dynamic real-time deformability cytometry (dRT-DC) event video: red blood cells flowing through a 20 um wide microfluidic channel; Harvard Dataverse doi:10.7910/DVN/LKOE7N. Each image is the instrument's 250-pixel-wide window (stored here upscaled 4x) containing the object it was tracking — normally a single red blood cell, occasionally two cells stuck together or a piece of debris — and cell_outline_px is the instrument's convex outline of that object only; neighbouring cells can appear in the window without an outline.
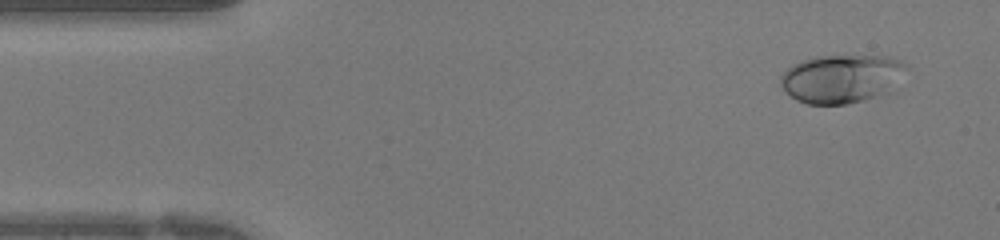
{"species": "human", "species_latin": "Homo sapiens", "temperature_condition": "warm", "stored_images_in_passage": 42, "camera_frame_rate_fps": 3000, "um_per_image_px": 0.085, "donor": {"sex": "female"}, "frame": {"image": 1, "passage_image": 3, "time_ms": 0.667, "image_size_px": [1000, 240], "cell_outline_px": [[908, 68], [888, 92], [864, 100], [848, 104], [808, 104], [796, 100], [780, 84], [780, 76], [792, 64], [816, 56], [888, 56], [900, 60]], "centroid_in_image_um": [71.52, 6.68], "position_along_channel_um": 13.5, "area_um2": 35.2}}
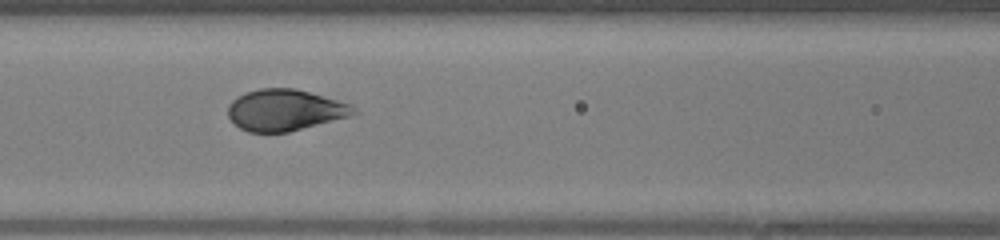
{"frame": {"image": 2, "passage_image": 17, "time_ms": 5.333, "image_size_px": [1000, 240], "cell_outline_px": [[360, 112], [348, 116], [288, 132], [248, 132], [240, 128], [228, 116], [228, 104], [236, 96], [260, 88], [296, 88], [336, 100], [348, 104]], "centroid_in_image_um": [24.17, 9.35], "position_along_channel_um": 142.4, "area_um2": 29.88}}
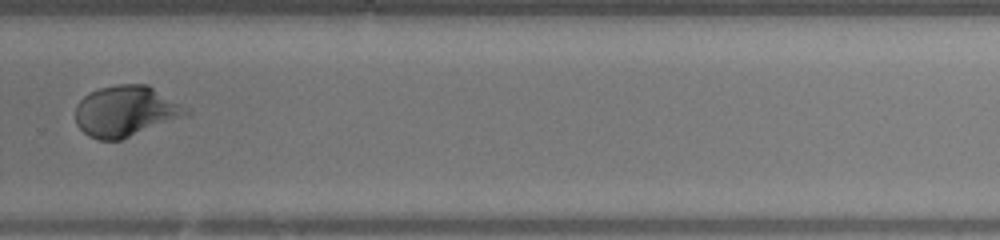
{"frame": {"image": 3, "passage_image": 28, "time_ms": 9.0, "image_size_px": [1000, 240], "cell_outline_px": [[192, 112], [120, 140], [96, 140], [88, 136], [76, 124], [76, 104], [84, 96], [100, 88], [116, 84], [148, 84], [180, 104]], "centroid_in_image_um": [10.62, 9.44], "position_along_channel_um": 319.2, "area_um2": 32.19}}